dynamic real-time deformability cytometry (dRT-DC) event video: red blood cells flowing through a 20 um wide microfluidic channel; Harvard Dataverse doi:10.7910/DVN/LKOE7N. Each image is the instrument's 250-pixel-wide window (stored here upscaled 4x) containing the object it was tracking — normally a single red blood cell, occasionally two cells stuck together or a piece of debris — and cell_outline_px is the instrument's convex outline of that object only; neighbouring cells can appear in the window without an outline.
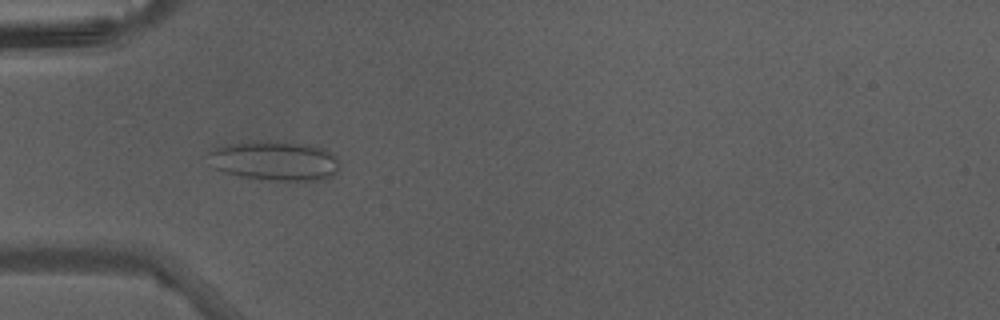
{"species": "Egyptian fruit bat (a non-hibernating species)", "species_latin": "Rousettus aegyptiacus", "temperature_condition": "warm", "stored_images_in_passage": 24, "camera_frame_rate_fps": 3000, "um_per_image_px": 0.085, "animal": {"sex": "male"}, "frame": {"image": 1, "passage_image": 4, "time_ms": 1.0, "image_size_px": [1000, 320], "cell_outline_px": [[340, 168], [332, 176], [324, 180], [260, 180], [240, 176], [224, 172], [212, 168], [208, 152], [216, 148], [228, 144], [252, 140], [304, 144], [324, 148], [336, 156]], "centroid_in_image_um": [23.35, 13.68], "position_along_channel_um": 61.7, "area_um2": 30.4}}
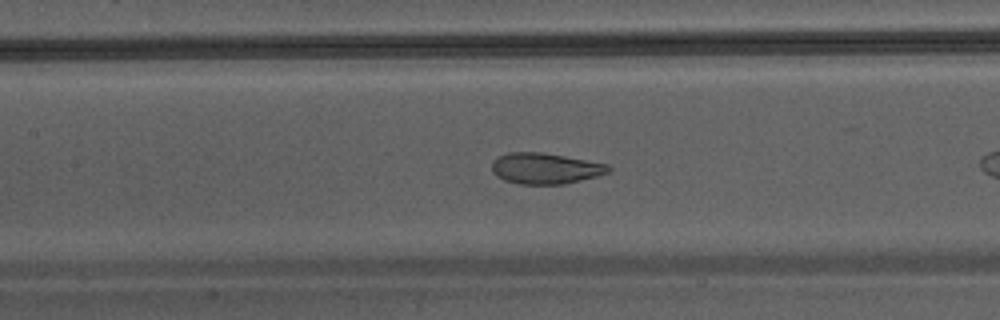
{"frame": {"image": 2, "passage_image": 8, "time_ms": 2.333, "image_size_px": [1000, 320], "cell_outline_px": [[612, 168], [608, 172], [596, 176], [564, 184], [520, 184], [504, 180], [496, 176], [492, 172], [492, 160], [508, 152], [540, 152], [564, 156], [608, 164]], "centroid_in_image_um": [46.32, 14.31], "position_along_channel_um": 161.1, "area_um2": 20.92}}
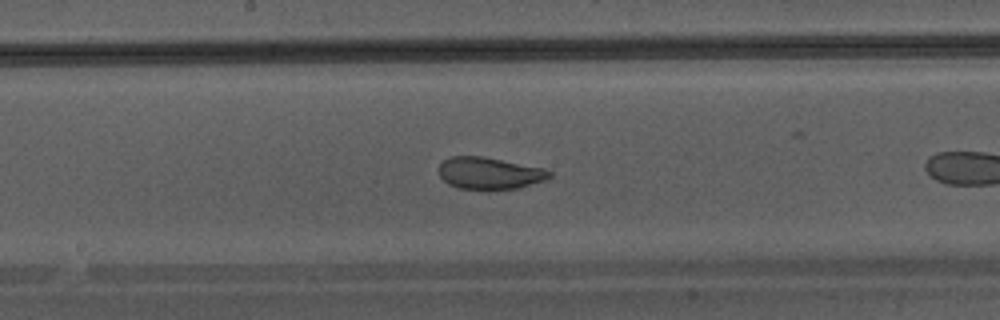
{"frame": {"image": 3, "passage_image": 11, "time_ms": 3.333, "image_size_px": [1000, 320], "cell_outline_px": [[552, 176], [548, 180], [520, 188], [460, 188], [448, 184], [440, 176], [440, 164], [444, 160], [452, 156], [484, 156], [544, 168], [552, 172]], "centroid_in_image_um": [41.67, 14.71], "position_along_channel_um": 206.5, "area_um2": 20.46}}